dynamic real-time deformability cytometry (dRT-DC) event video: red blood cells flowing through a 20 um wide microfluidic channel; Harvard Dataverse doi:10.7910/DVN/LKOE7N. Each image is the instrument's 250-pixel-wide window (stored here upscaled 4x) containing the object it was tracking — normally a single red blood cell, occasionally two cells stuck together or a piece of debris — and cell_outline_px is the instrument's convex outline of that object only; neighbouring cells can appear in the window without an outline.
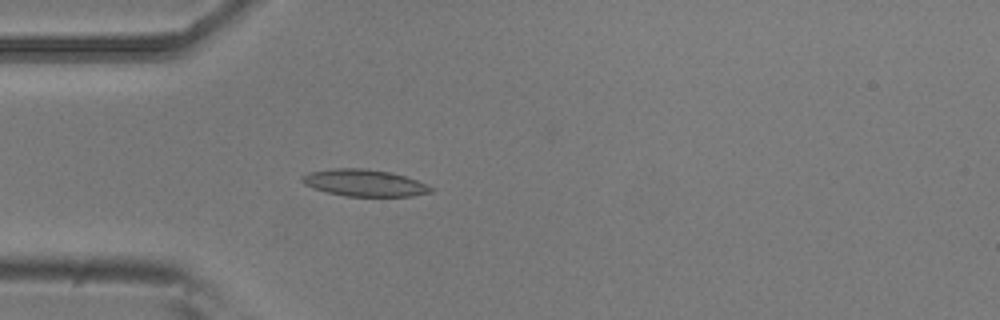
{"species": "common noctule bat (a hibernating species)", "species_latin": "Nyctalus noctula", "temperature_condition": "room temperature", "stored_images_in_passage": 4, "camera_frame_rate_fps": 3000, "um_per_image_px": 0.085, "animal": {"sex": "male", "body_mass_g": 20.5, "forearm_length_mm": 52.5}, "frame": {"image": 1, "passage_image": 4, "time_ms": 1.0, "image_size_px": [1000, 320], "cell_outline_px": [[436, 188], [432, 192], [412, 196], [344, 196], [328, 192], [304, 184], [300, 180], [300, 176], [308, 172], [332, 168], [364, 168], [392, 172], [428, 184]], "centroid_in_image_um": [30.99, 15.54], "position_along_channel_um": 54.0, "area_um2": 20.29}}